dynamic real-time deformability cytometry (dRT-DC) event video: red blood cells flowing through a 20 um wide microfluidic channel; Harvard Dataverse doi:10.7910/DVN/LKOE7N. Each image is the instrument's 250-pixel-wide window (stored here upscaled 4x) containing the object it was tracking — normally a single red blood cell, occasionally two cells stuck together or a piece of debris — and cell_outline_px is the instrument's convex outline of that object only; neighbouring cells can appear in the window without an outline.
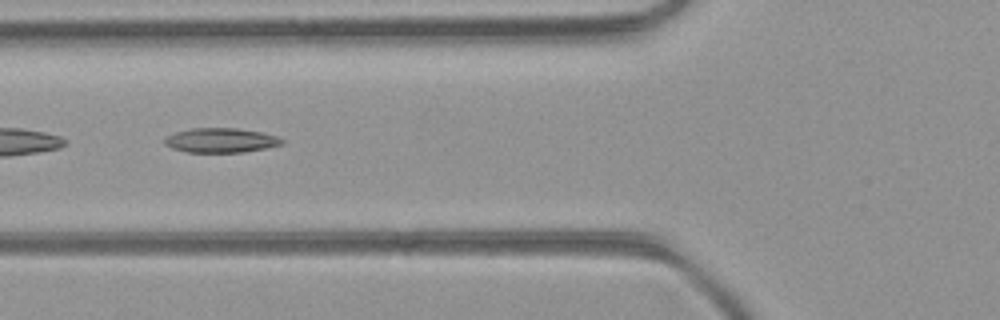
{"species": "common noctule bat (a hibernating species)", "species_latin": "Nyctalus noctula", "temperature_condition": "room temperature", "stored_images_in_passage": 23, "camera_frame_rate_fps": 3000, "um_per_image_px": 0.085, "animal": {"sex": "female", "body_mass_g": 21.9}, "frame": {"image": 1, "passage_image": 14, "time_ms": 4.333, "image_size_px": [1000, 320], "cell_outline_px": [[284, 144], [244, 152], [188, 152], [172, 148], [164, 144], [164, 140], [168, 136], [176, 132], [192, 128], [236, 128], [264, 132], [276, 136], [284, 140]], "centroid_in_image_um": [18.8, 11.92], "position_along_channel_um": 107.0, "area_um2": 16.7}}
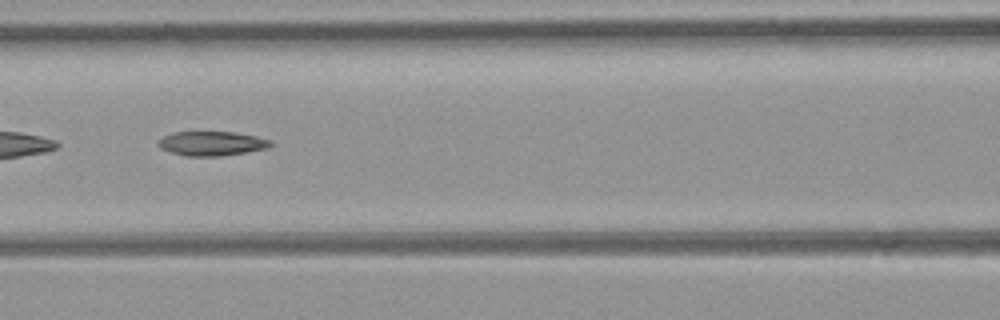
{"frame": {"image": 2, "passage_image": 17, "time_ms": 5.333, "image_size_px": [1000, 320], "cell_outline_px": [[272, 144], [268, 148], [220, 156], [184, 156], [160, 148], [156, 144], [156, 140], [172, 132], [232, 132], [256, 136], [272, 140]], "centroid_in_image_um": [17.96, 12.19], "position_along_channel_um": 148.6, "area_um2": 15.95}}
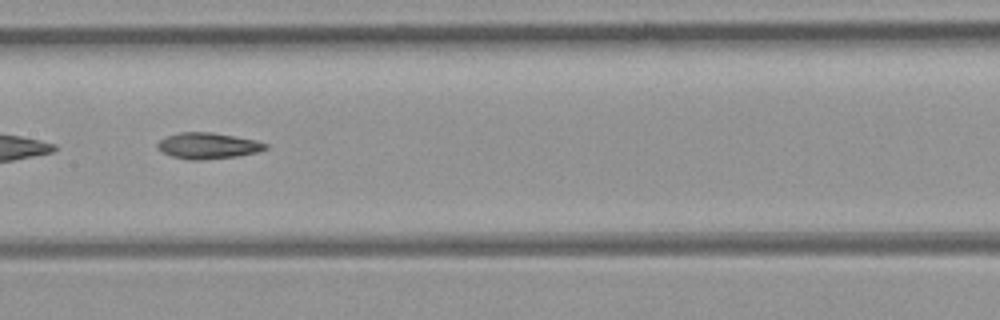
{"frame": {"image": 3, "passage_image": 20, "time_ms": 6.333, "image_size_px": [1000, 320], "cell_outline_px": [[268, 148], [256, 152], [236, 156], [200, 160], [188, 160], [172, 156], [156, 148], [156, 144], [160, 140], [168, 136], [180, 132], [212, 132], [236, 136], [256, 140], [268, 144]], "centroid_in_image_um": [17.67, 12.38], "position_along_channel_um": 189.7, "area_um2": 16.36}}